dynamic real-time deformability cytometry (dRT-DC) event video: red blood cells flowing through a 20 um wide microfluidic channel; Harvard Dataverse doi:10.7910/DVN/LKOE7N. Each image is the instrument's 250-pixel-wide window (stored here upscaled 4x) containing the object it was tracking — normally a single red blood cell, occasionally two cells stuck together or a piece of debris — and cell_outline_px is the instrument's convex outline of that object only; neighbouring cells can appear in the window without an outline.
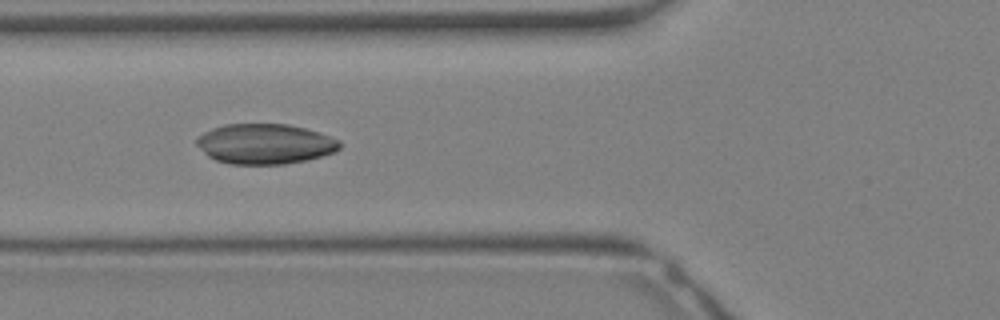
{"species": "Egyptian fruit bat (a non-hibernating species)", "species_latin": "Rousettus aegyptiacus", "temperature_condition": "warm", "stored_images_in_passage": 31, "camera_frame_rate_fps": 3000, "um_per_image_px": 0.085, "animal": {"sex": "female"}, "frame": {"image": 1, "passage_image": 11, "time_ms": 3.333, "image_size_px": [1000, 320], "cell_outline_px": [[340, 148], [336, 152], [308, 160], [284, 164], [232, 164], [216, 160], [208, 156], [196, 144], [196, 136], [212, 128], [224, 124], [288, 124], [304, 128], [340, 140]], "centroid_in_image_um": [22.51, 12.23], "position_along_channel_um": 103.3, "area_um2": 33.52}}
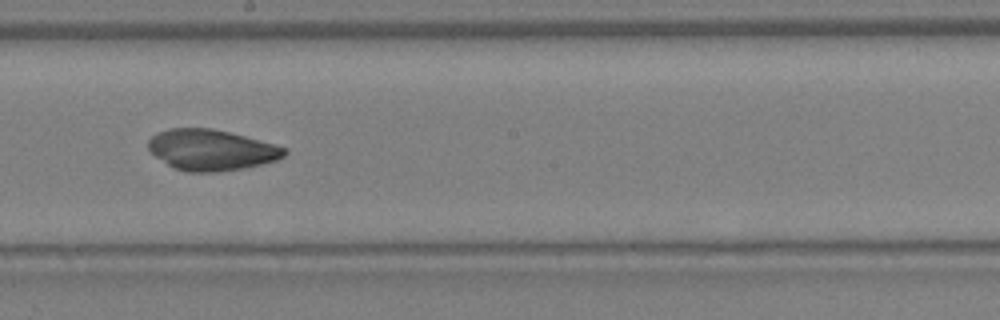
{"frame": {"image": 2, "passage_image": 17, "time_ms": 5.333, "image_size_px": [1000, 320], "cell_outline_px": [[288, 152], [284, 156], [276, 160], [244, 168], [216, 172], [188, 172], [176, 168], [168, 164], [156, 156], [148, 148], [148, 140], [152, 136], [168, 128], [212, 128], [276, 144], [288, 148]], "centroid_in_image_um": [17.99, 12.74], "position_along_channel_um": 230.2, "area_um2": 32.19}}
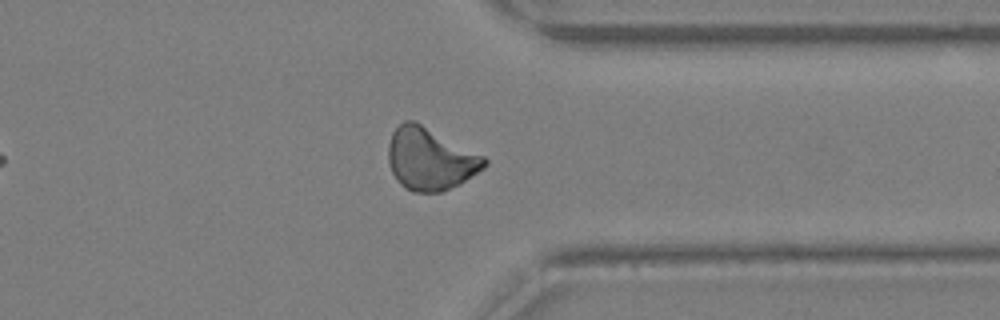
{"frame": {"image": 3, "passage_image": 24, "time_ms": 7.667, "image_size_px": [1000, 320], "cell_outline_px": [[488, 164], [484, 168], [460, 184], [440, 192], [412, 192], [404, 188], [400, 184], [392, 172], [388, 160], [388, 144], [392, 132], [404, 120], [416, 120], [484, 156], [488, 160]], "centroid_in_image_um": [36.56, 13.5], "position_along_channel_um": 374.8, "area_um2": 35.08}}